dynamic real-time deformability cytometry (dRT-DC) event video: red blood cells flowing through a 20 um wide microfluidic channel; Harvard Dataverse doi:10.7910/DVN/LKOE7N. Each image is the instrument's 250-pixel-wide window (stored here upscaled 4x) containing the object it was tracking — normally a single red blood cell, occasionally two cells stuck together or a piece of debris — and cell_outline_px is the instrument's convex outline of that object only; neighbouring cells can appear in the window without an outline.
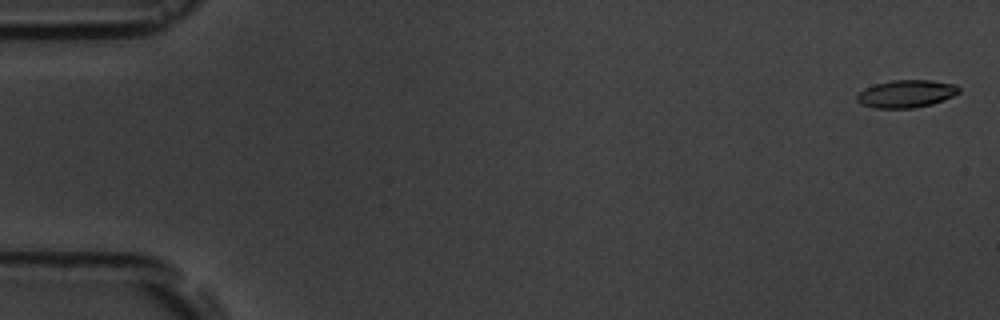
{"species": "common noctule bat (a hibernating species)", "species_latin": "Nyctalus noctula", "temperature_condition": "room temperature", "stored_images_in_passage": 5, "camera_frame_rate_fps": 3000, "um_per_image_px": 0.085, "animal": {"sex": "male", "body_mass_g": 19.5, "forearm_length_mm": 54.6}, "frame": {"image": 1, "passage_image": 1, "time_ms": 0.0, "image_size_px": [1000, 320], "cell_outline_px": [[960, 92], [944, 100], [932, 104], [912, 108], [876, 108], [860, 104], [856, 100], [856, 96], [864, 88], [876, 84], [892, 80], [932, 80], [956, 84], [960, 88]], "centroid_in_image_um": [77.04, 7.97], "position_along_channel_um": 8.0, "area_um2": 16.47}}